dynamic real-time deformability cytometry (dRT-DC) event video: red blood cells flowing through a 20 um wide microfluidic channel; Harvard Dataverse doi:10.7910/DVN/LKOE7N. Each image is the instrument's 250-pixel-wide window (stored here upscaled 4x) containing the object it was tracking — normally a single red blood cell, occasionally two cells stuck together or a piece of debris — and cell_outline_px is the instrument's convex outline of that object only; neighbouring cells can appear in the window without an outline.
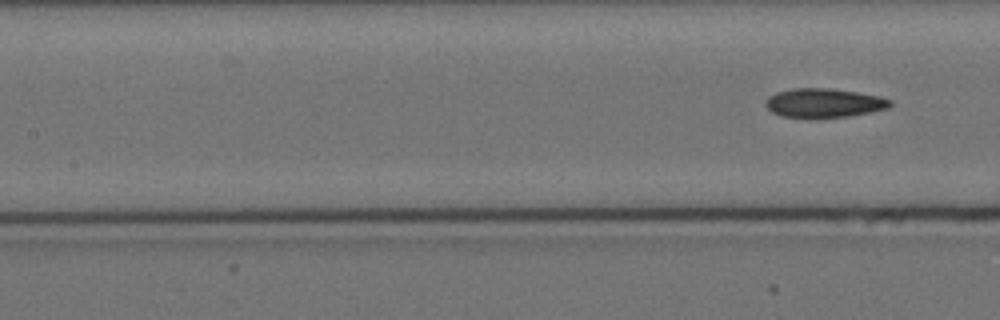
{"species": "Egyptian fruit bat (a non-hibernating species)", "species_latin": "Rousettus aegyptiacus", "temperature_condition": "cold", "stored_images_in_passage": 8, "segment_of_instrument_passage": [2, 2], "camera_frame_rate_fps": 3000, "um_per_image_px": 0.085, "animal": {"sex": "female"}, "frame": {"image": 1, "passage_image": 8, "time_ms": 9.0, "image_size_px": [1000, 320], "cell_outline_px": [[892, 104], [888, 108], [872, 112], [848, 116], [808, 120], [780, 116], [772, 112], [764, 104], [768, 96], [776, 92], [792, 88], [832, 88], [880, 96], [892, 100]], "centroid_in_image_um": [70.0, 8.78], "position_along_channel_um": 137.4, "area_um2": 21.79}}